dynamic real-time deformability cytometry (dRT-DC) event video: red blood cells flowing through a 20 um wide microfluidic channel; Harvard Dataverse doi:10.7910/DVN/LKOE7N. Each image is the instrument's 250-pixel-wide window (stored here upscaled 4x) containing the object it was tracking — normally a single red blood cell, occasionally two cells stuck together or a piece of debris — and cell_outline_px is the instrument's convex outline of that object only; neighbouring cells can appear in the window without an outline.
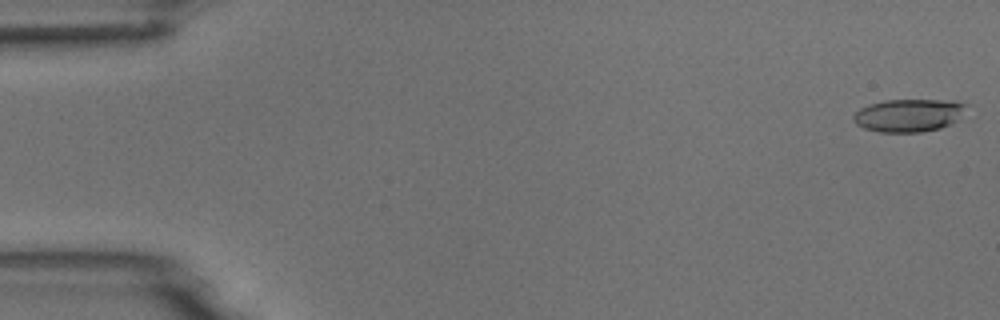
{"species": "common noctule bat (a hibernating species)", "species_latin": "Nyctalus noctula", "temperature_condition": "room temperature", "stored_images_in_passage": 4, "camera_frame_rate_fps": 3000, "um_per_image_px": 0.085, "animal": {"sex": "male", "body_mass_g": 18.8}, "frame": {"image": 1, "passage_image": 1, "time_ms": 0.0, "image_size_px": [1000, 320], "cell_outline_px": [[968, 104], [956, 120], [940, 128], [924, 132], [880, 132], [864, 128], [856, 124], [852, 120], [852, 116], [860, 108], [868, 104], [884, 100], [952, 100]], "centroid_in_image_um": [77.19, 9.79], "position_along_channel_um": 7.8, "area_um2": 21.56}}